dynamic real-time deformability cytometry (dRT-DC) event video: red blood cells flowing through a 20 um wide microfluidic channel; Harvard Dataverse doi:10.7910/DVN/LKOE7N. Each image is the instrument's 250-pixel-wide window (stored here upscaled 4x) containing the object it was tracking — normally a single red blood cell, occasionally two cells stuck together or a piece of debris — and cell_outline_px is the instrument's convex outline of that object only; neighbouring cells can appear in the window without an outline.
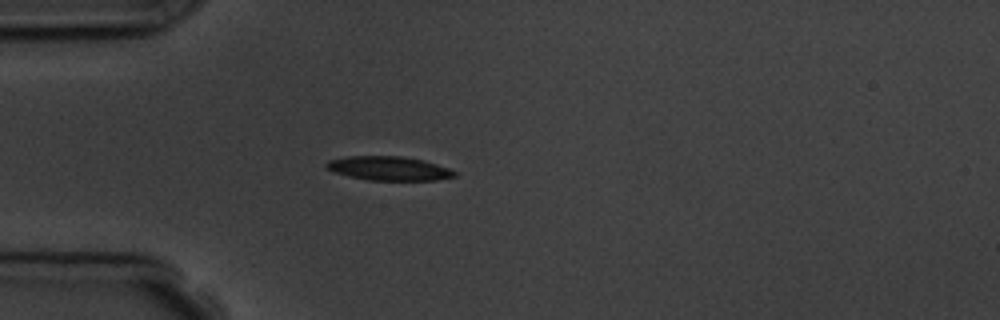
{"species": "common noctule bat (a hibernating species)", "species_latin": "Nyctalus noctula", "temperature_condition": "room temperature", "stored_images_in_passage": 5, "camera_frame_rate_fps": 3000, "um_per_image_px": 0.085, "animal": {"sex": "male", "body_mass_g": 19.5, "forearm_length_mm": 54.6}, "frame": {"image": 1, "passage_image": 4, "time_ms": 3.667, "image_size_px": [1000, 320], "cell_outline_px": [[456, 176], [436, 180], [368, 180], [348, 176], [336, 172], [328, 168], [324, 164], [328, 160], [348, 156], [400, 156], [424, 160], [448, 168], [456, 172]], "centroid_in_image_um": [33.05, 14.31], "position_along_channel_um": 51.9, "area_um2": 17.8}}